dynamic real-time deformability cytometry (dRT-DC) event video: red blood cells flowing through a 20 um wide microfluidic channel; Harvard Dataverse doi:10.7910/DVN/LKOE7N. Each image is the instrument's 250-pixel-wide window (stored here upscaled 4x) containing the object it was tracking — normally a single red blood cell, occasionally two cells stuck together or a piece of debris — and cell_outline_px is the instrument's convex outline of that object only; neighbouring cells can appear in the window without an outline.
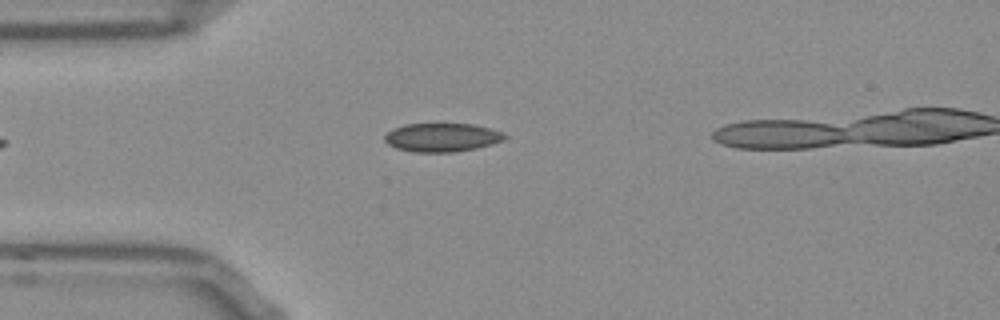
{"species": "Egyptian fruit bat (a non-hibernating species)", "species_latin": "Rousettus aegyptiacus", "temperature_condition": "room temperature", "stored_images_in_passage": 36, "camera_frame_rate_fps": 3000, "um_per_image_px": 0.085, "frame": {"image": 1, "passage_image": 5, "time_ms": 1.333, "image_size_px": [1000, 320], "cell_outline_px": [[508, 136], [504, 140], [492, 144], [476, 148], [456, 152], [412, 152], [396, 148], [388, 144], [384, 140], [384, 136], [392, 128], [404, 124], [472, 124], [488, 128], [500, 132]], "centroid_in_image_um": [37.53, 11.68], "position_along_channel_um": 47.5, "area_um2": 20.0}}
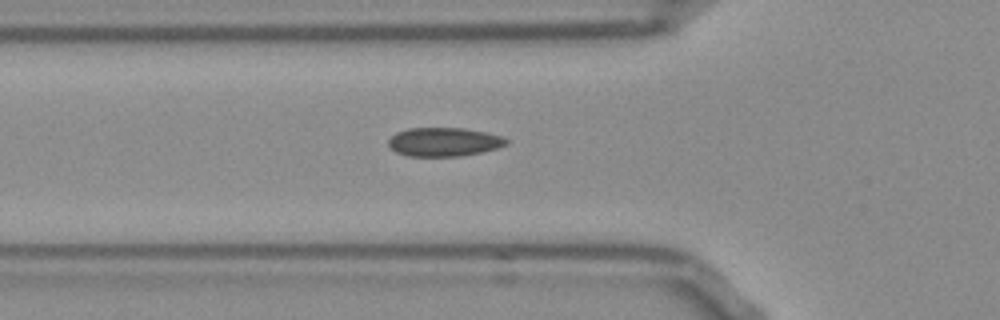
{"frame": {"image": 2, "passage_image": 9, "time_ms": 2.667, "image_size_px": [1000, 320], "cell_outline_px": [[508, 144], [496, 148], [480, 152], [460, 156], [408, 156], [396, 152], [388, 144], [388, 140], [396, 132], [408, 128], [464, 128], [488, 132], [500, 136], [508, 140]], "centroid_in_image_um": [37.73, 12.05], "position_along_channel_um": 88.1, "area_um2": 19.71}}
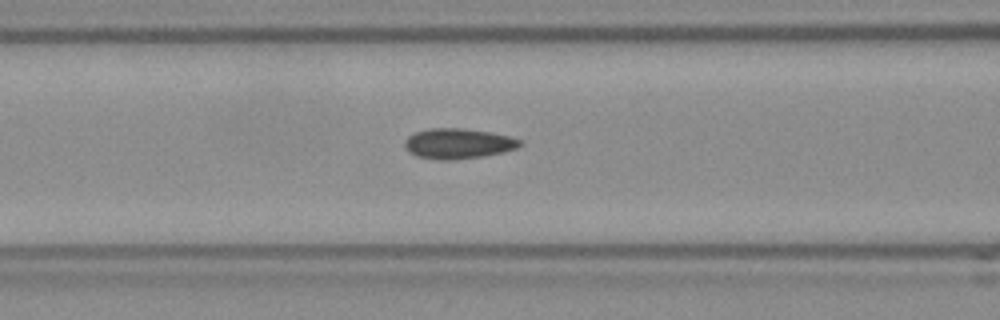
{"frame": {"image": 3, "passage_image": 12, "time_ms": 3.667, "image_size_px": [1000, 320], "cell_outline_px": [[524, 144], [516, 148], [504, 152], [484, 156], [456, 160], [440, 160], [416, 156], [408, 152], [404, 148], [404, 140], [408, 136], [416, 132], [428, 128], [464, 128], [488, 132], [508, 136], [520, 140]], "centroid_in_image_um": [38.91, 12.21], "position_along_channel_um": 127.7, "area_um2": 20.52}}